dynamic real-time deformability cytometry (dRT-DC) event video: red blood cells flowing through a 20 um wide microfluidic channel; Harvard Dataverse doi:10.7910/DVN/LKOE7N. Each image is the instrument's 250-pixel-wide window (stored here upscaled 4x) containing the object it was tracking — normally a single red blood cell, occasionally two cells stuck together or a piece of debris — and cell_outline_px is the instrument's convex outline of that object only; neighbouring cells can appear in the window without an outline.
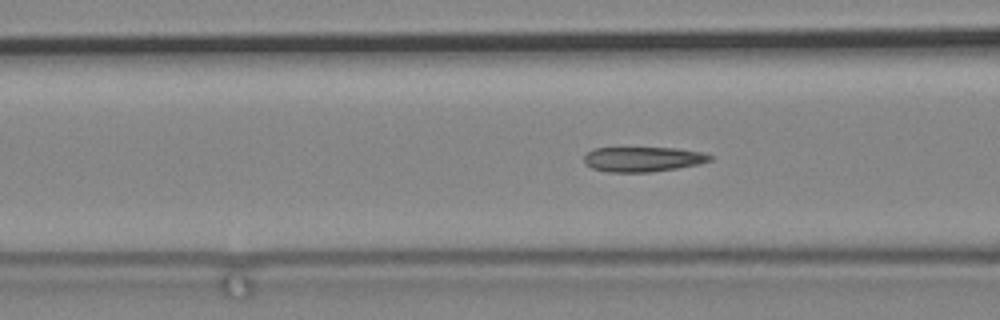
{"species": "common noctule bat (a hibernating species)", "species_latin": "Nyctalus noctula", "temperature_condition": "cold", "stored_images_in_passage": 82, "camera_frame_rate_fps": 3000, "um_per_image_px": 0.085, "animal": {"sex": "male", "body_mass_g": 19.2, "forearm_length_mm": 51.8}, "frame": {"image": 1, "passage_image": 42, "time_ms": 13.667, "image_size_px": [1000, 320], "cell_outline_px": [[712, 160], [700, 164], [652, 172], [608, 172], [592, 168], [584, 164], [584, 156], [592, 148], [676, 148], [704, 152], [712, 156]], "centroid_in_image_um": [54.65, 13.53], "position_along_channel_um": 112.0, "area_um2": 18.38}}
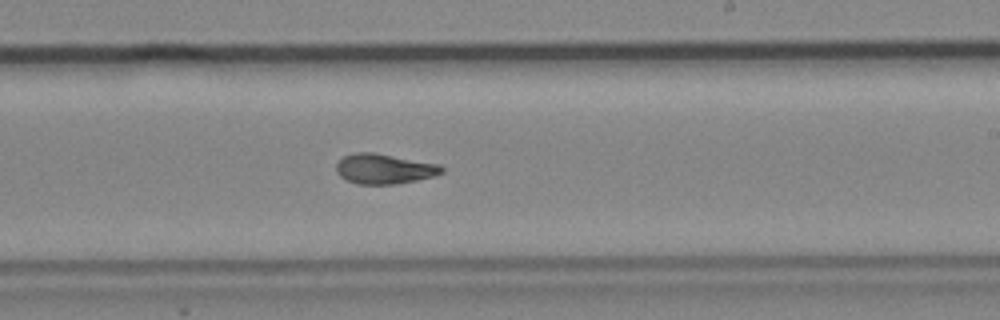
{"frame": {"image": 2, "passage_image": 56, "time_ms": 18.333, "image_size_px": [1000, 320], "cell_outline_px": [[444, 172], [436, 176], [396, 184], [356, 184], [340, 176], [336, 172], [336, 164], [344, 156], [352, 152], [372, 152], [440, 164], [444, 168]], "centroid_in_image_um": [32.67, 14.35], "position_along_channel_um": 256.3, "area_um2": 18.55}}
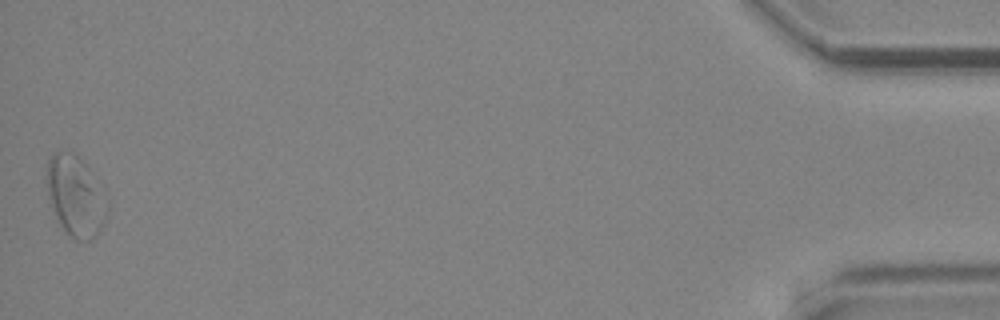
{"frame": {"image": 3, "passage_image": 82, "time_ms": 27.0, "image_size_px": [1000, 320], "cell_outline_px": [[104, 224], [96, 236], [88, 240], [76, 240], [64, 232], [56, 216], [44, 180], [44, 176], [48, 160], [52, 152], [68, 152], [84, 160], [88, 168], [104, 216]], "centroid_in_image_um": [6.25, 16.66], "position_along_channel_um": 428.9, "area_um2": 26.53}}